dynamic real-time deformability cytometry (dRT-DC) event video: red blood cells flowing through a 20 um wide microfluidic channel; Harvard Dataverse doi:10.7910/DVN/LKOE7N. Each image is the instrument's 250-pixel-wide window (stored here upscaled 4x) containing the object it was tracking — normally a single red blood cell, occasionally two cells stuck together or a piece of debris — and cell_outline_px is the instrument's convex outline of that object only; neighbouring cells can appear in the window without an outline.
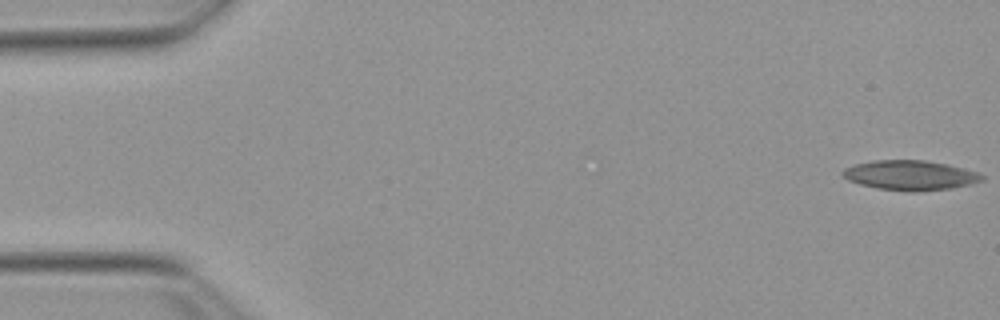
{"species": "Egyptian fruit bat (a non-hibernating species)", "species_latin": "Rousettus aegyptiacus", "temperature_condition": "warm", "stored_images_in_passage": 53, "camera_frame_rate_fps": 3000, "um_per_image_px": 0.085, "animal": {"sex": "female"}, "frame": {"image": 1, "passage_image": 1, "time_ms": 0.0, "image_size_px": [1000, 320], "cell_outline_px": [[984, 180], [972, 184], [952, 188], [916, 192], [908, 192], [876, 188], [860, 184], [848, 180], [840, 172], [844, 168], [856, 164], [872, 160], [924, 160], [964, 168], [976, 172], [984, 176]], "centroid_in_image_um": [77.36, 14.91], "position_along_channel_um": 7.6, "area_um2": 24.22}}
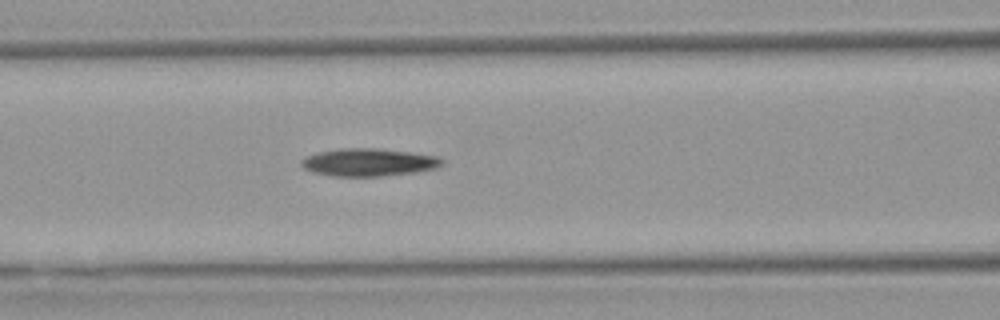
{"frame": {"image": 2, "passage_image": 22, "time_ms": 7.0, "image_size_px": [1000, 320], "cell_outline_px": [[444, 164], [436, 168], [416, 172], [380, 176], [336, 176], [312, 172], [304, 168], [300, 164], [300, 160], [304, 156], [316, 152], [340, 148], [380, 148], [440, 156], [444, 160]], "centroid_in_image_um": [31.33, 13.78], "position_along_channel_um": 135.3, "area_um2": 23.0}}
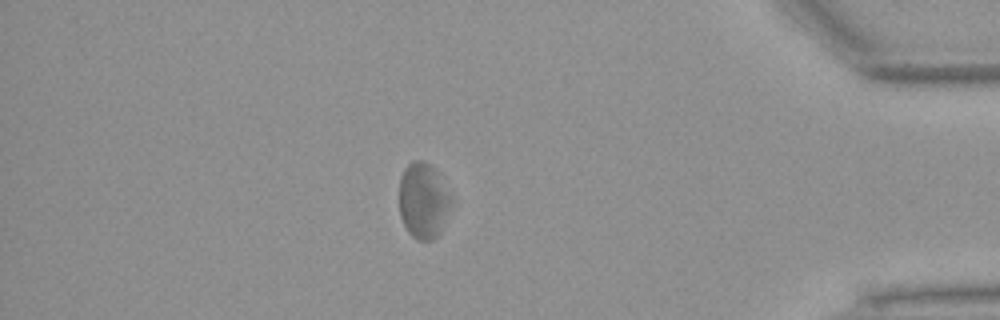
{"frame": {"image": 3, "passage_image": 46, "time_ms": 15.0, "image_size_px": [1000, 320], "cell_outline_px": [[456, 204], [440, 232], [432, 240], [416, 240], [408, 232], [400, 216], [400, 176], [404, 168], [412, 160], [424, 160], [436, 172], [452, 196]], "centroid_in_image_um": [36.03, 17.08], "position_along_channel_um": 399.2, "area_um2": 23.41}, "authors_computed_cell_mechanics": {"area_um2": 23.0044, "velocity_mm_per_s": 3.8108, "shape_relaxation_time_tau1_ms": 3.7769, "shape_relaxation_time_tau2_ms": null, "deformation_change_tau1": 0.1154, "deformation_change_tau2": null}}